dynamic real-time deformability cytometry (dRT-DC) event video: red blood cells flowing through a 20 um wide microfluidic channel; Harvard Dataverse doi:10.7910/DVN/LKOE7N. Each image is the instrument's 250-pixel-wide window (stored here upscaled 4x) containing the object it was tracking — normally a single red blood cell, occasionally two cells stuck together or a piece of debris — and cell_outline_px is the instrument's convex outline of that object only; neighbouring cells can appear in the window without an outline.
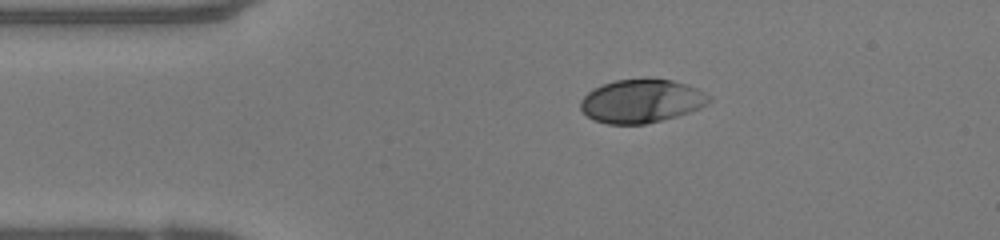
{"species": "human", "species_latin": "Homo sapiens", "temperature_condition": "warm", "stored_images_in_passage": 41, "camera_frame_rate_fps": 3000, "um_per_image_px": 0.085, "donor": {"sex": "female"}, "frame": {"image": 1, "passage_image": 1, "time_ms": 0.0, "image_size_px": [1000, 240], "cell_outline_px": [[712, 100], [700, 108], [676, 116], [644, 124], [608, 124], [596, 120], [588, 116], [580, 108], [580, 100], [588, 92], [604, 84], [616, 80], [648, 76], [672, 80], [696, 88], [712, 96]], "centroid_in_image_um": [54.54, 8.56], "position_along_channel_um": 30.5, "area_um2": 32.71}}
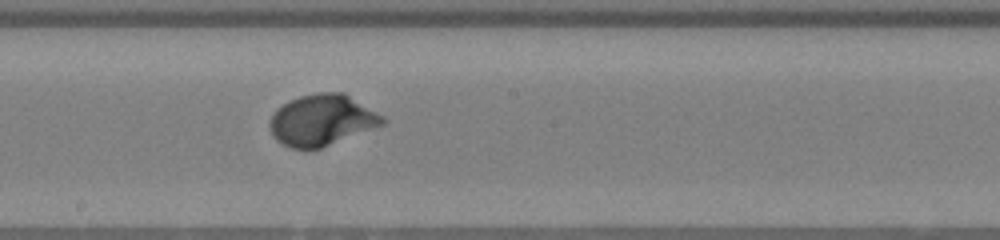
{"frame": {"image": 2, "passage_image": 18, "time_ms": 5.667, "image_size_px": [1000, 240], "cell_outline_px": [[388, 120], [384, 124], [320, 148], [292, 148], [276, 140], [272, 136], [268, 124], [268, 120], [276, 108], [288, 100], [300, 96], [316, 92], [344, 92], [384, 116]], "centroid_in_image_um": [27.33, 10.18], "position_along_channel_um": 220.9, "area_um2": 33.7}}
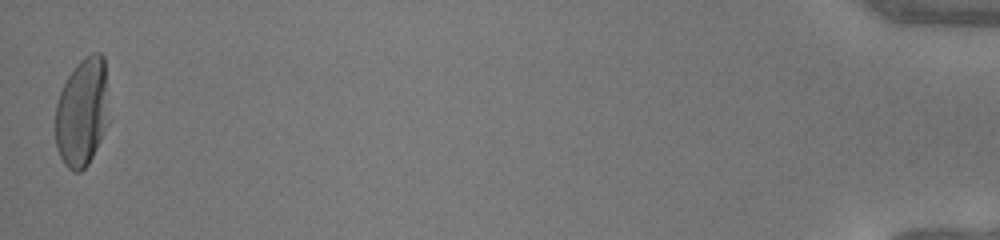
{"frame": {"image": 3, "passage_image": 41, "time_ms": 13.333, "image_size_px": [1000, 240], "cell_outline_px": [[108, 124], [88, 164], [80, 172], [72, 172], [64, 164], [56, 148], [56, 104], [60, 92], [68, 76], [76, 64], [84, 56], [92, 52], [100, 52], [104, 56]], "centroid_in_image_um": [6.97, 9.54], "position_along_channel_um": 428.2, "area_um2": 33.7}, "authors_computed_cell_mechanics": {"area_um2": 32.8304, "velocity_mm_per_s": 4.0832, "shape_relaxation_time_tau1_ms": 2.5578, "shape_relaxation_time_tau2_ms": null, "deformation_change_tau1": 0.1934, "deformation_change_tau2": null}}